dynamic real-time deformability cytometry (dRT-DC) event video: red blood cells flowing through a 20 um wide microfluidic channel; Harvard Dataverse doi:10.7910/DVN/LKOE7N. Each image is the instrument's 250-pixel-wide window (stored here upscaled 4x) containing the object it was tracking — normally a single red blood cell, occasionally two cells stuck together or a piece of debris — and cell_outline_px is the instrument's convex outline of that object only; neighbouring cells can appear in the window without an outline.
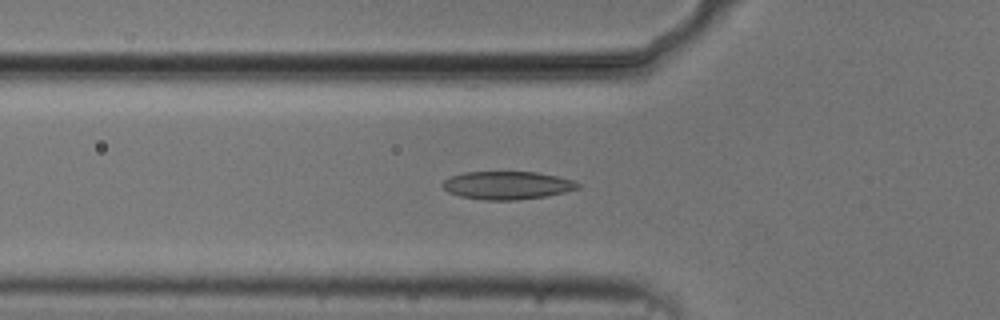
{"species": "common noctule bat (a hibernating species)", "species_latin": "Nyctalus noctula", "temperature_condition": "cold", "stored_images_in_passage": 37, "camera_frame_rate_fps": 3000, "um_per_image_px": 0.085, "animal": {"sex": "male", "body_mass_g": 20.5, "forearm_length_mm": 52.5}, "frame": {"image": 1, "passage_image": 2, "time_ms": 0.333, "image_size_px": [1000, 320], "cell_outline_px": [[580, 188], [564, 192], [544, 196], [516, 200], [484, 200], [460, 196], [448, 192], [440, 184], [444, 180], [452, 176], [464, 172], [536, 172], [556, 176], [572, 180], [580, 184]], "centroid_in_image_um": [43.09, 15.75], "position_along_channel_um": 82.7, "area_um2": 21.96}}
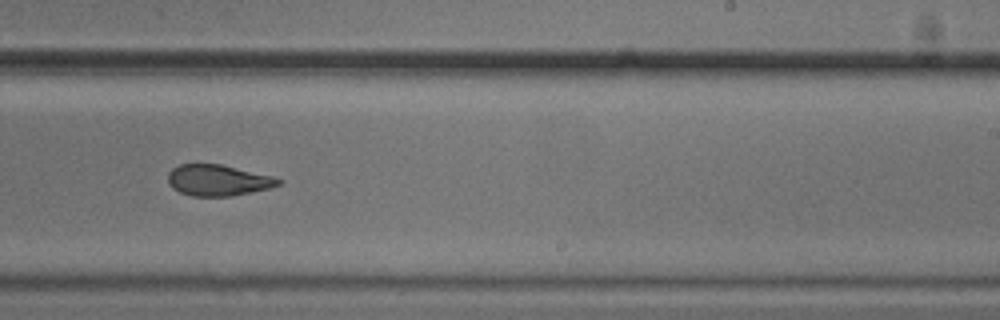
{"frame": {"image": 2, "passage_image": 17, "time_ms": 5.333, "image_size_px": [1000, 320], "cell_outline_px": [[284, 180], [280, 184], [268, 188], [232, 196], [192, 196], [180, 192], [172, 188], [168, 184], [168, 172], [172, 168], [180, 164], [220, 164], [272, 176]], "centroid_in_image_um": [18.5, 15.32], "position_along_channel_um": 270.5, "area_um2": 19.94}}
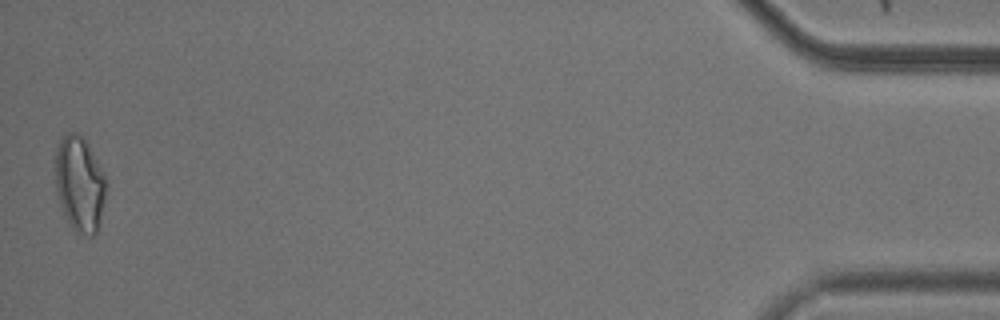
{"frame": {"image": 3, "passage_image": 37, "time_ms": 12.0, "image_size_px": [1000, 320], "cell_outline_px": [[104, 200], [96, 232], [92, 236], [88, 236], [76, 232], [72, 228], [60, 204], [56, 192], [56, 148], [60, 140], [68, 132], [76, 132], [84, 136], [104, 176]], "centroid_in_image_um": [6.74, 15.61], "position_along_channel_um": 428.5, "area_um2": 27.51}, "authors_computed_cell_mechanics": {"area_um2": 21.3282, "velocity_mm_per_s": 3.7395, "shape_relaxation_time_tau1_ms": 8.1965, "shape_relaxation_time_tau2_ms": 2.6168, "deformation_change_tau1": 0.1864, "deformation_change_tau2": 0.0797}}